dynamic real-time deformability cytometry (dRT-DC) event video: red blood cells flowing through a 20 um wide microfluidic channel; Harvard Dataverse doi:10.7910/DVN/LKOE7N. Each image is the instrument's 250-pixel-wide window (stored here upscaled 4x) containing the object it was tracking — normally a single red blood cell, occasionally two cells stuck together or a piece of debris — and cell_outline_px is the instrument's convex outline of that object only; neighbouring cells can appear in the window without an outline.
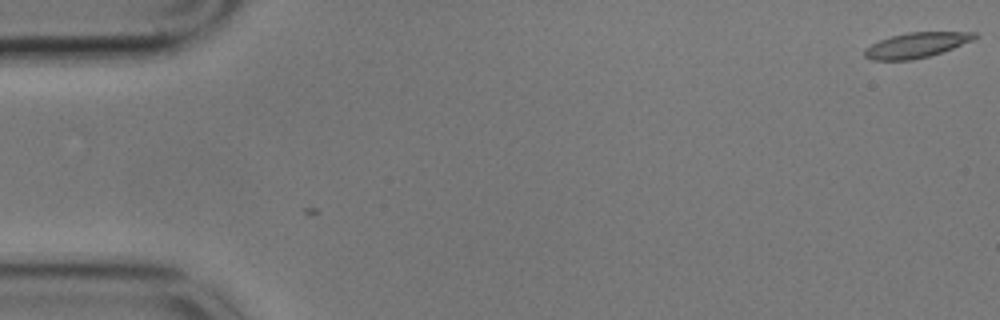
{"species": "common noctule bat (a hibernating species)", "species_latin": "Nyctalus noctula", "temperature_condition": "cold", "stored_images_in_passage": 4, "camera_frame_rate_fps": 3000, "um_per_image_px": 0.085, "animal": {"sex": "male", "body_mass_g": 17.9}, "frame": {"image": 1, "passage_image": 4, "time_ms": 1.0, "image_size_px": [1000, 320], "cell_outline_px": [[976, 36], [972, 40], [952, 48], [928, 56], [912, 60], [872, 60], [864, 56], [864, 48], [880, 40], [892, 36], [908, 32], [976, 32]], "centroid_in_image_um": [77.84, 3.84], "position_along_channel_um": 7.2, "area_um2": 15.84}}